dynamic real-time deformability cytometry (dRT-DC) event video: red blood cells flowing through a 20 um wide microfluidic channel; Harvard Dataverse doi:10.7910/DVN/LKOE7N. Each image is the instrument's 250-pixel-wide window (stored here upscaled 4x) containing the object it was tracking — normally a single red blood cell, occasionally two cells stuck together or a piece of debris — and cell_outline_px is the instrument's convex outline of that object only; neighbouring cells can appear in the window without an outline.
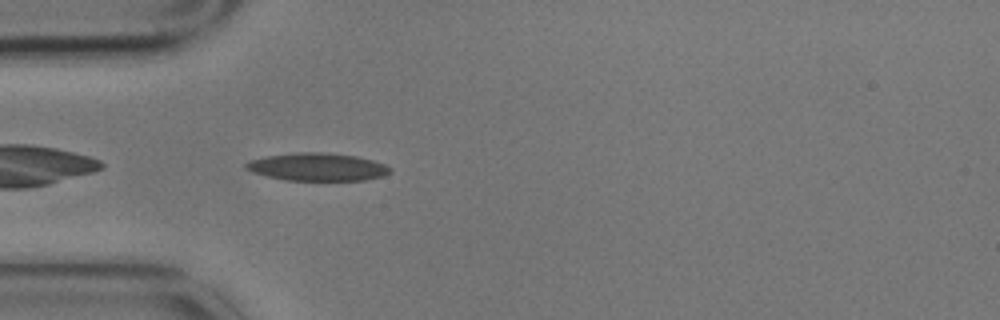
{"species": "common noctule bat (a hibernating species)", "species_latin": "Nyctalus noctula", "temperature_condition": "cold", "stored_images_in_passage": 1, "camera_frame_rate_fps": 3000, "um_per_image_px": 0.085, "animal": {"sex": "male", "body_mass_g": 17.9}, "frame": {"image": 1, "passage_image": 1, "time_ms": 0.0, "image_size_px": [1000, 320], "cell_outline_px": [[392, 172], [384, 176], [364, 180], [284, 180], [252, 172], [244, 168], [244, 164], [248, 160], [264, 156], [296, 152], [320, 152], [356, 156], [372, 160], [384, 164], [392, 168]], "centroid_in_image_um": [26.96, 14.18], "position_along_channel_um": 58.0, "area_um2": 23.47}}